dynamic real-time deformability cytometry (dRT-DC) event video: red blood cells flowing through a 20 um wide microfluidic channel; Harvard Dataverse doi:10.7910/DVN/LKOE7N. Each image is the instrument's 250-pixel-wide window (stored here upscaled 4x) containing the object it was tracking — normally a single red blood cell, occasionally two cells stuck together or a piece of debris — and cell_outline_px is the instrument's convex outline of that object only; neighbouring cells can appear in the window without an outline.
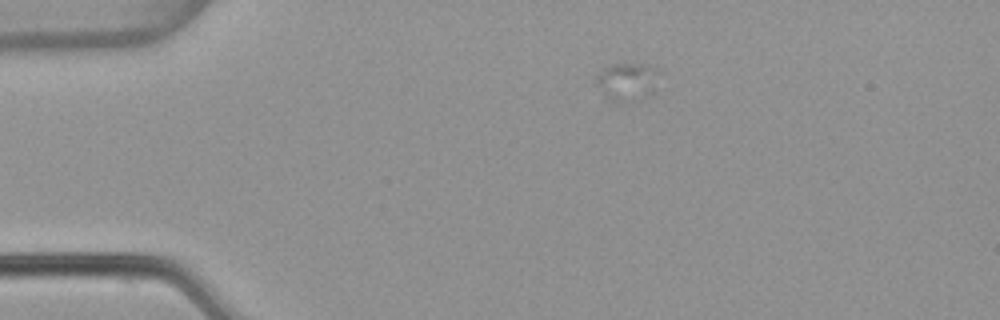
{"species": "common noctule bat (a hibernating species)", "species_latin": "Nyctalus noctula", "temperature_condition": "warm", "stored_images_in_passage": 18, "camera_frame_rate_fps": 3000, "um_per_image_px": 0.085, "animal": {"sex": "female", "body_mass_g": 22.7, "forearm_length_mm": 54.2}, "frame": {"image": 1, "passage_image": 7, "time_ms": 2.0, "image_size_px": [1000, 320], "cell_outline_px": [[664, 68], [660, 72], [620, 104], [612, 100], [592, 80], [608, 64], [648, 64]], "centroid_in_image_um": [53.1, 6.75], "position_along_channel_um": 31.9, "area_um2": 11.91}}
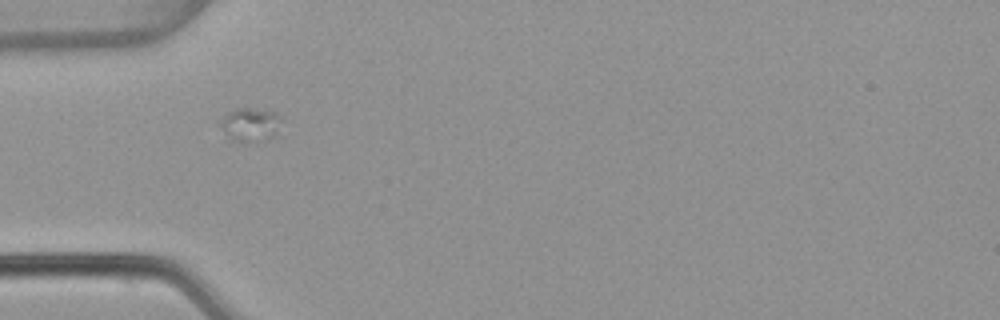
{"frame": {"image": 2, "passage_image": 14, "time_ms": 4.333, "image_size_px": [1000, 320], "cell_outline_px": [[284, 120], [276, 136], [248, 140], [232, 140], [228, 136], [220, 124], [220, 120], [228, 112], [236, 108], [252, 108], [276, 112], [284, 116]], "centroid_in_image_um": [21.36, 10.52], "position_along_channel_um": 63.6, "area_um2": 11.79}}